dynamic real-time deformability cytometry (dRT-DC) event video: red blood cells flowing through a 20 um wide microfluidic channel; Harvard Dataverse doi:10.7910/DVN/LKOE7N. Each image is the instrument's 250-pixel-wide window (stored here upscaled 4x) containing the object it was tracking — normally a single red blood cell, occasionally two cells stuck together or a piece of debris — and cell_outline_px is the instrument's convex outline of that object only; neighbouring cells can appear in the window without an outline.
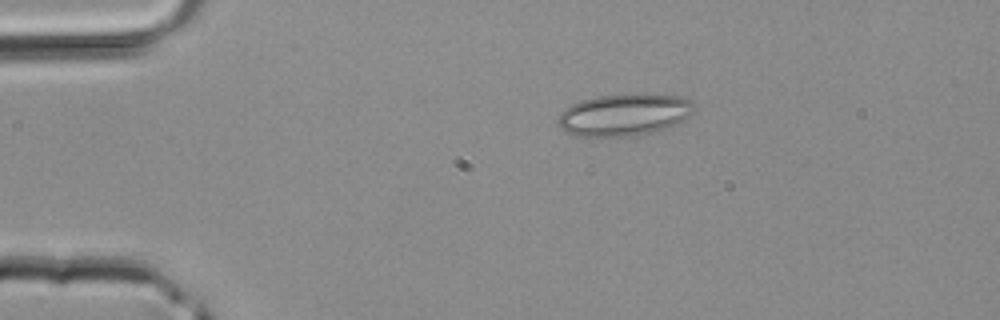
{"species": "common noctule bat (a hibernating species)", "species_latin": "Nyctalus noctula", "temperature_condition": "room temperature", "stored_images_in_passage": 32, "camera_frame_rate_fps": 3000, "um_per_image_px": 0.085, "animal": {"sex": "male", "body_mass_g": 20.4}, "frame": {"image": 1, "passage_image": 1, "time_ms": 0.0, "image_size_px": [1000, 320], "cell_outline_px": [[696, 112], [684, 120], [664, 128], [652, 132], [632, 136], [576, 136], [560, 128], [560, 112], [564, 108], [580, 100], [600, 96], [644, 92], [680, 96], [692, 100], [696, 104]], "centroid_in_image_um": [53.14, 9.72], "position_along_channel_um": 31.9, "area_um2": 33.76}}
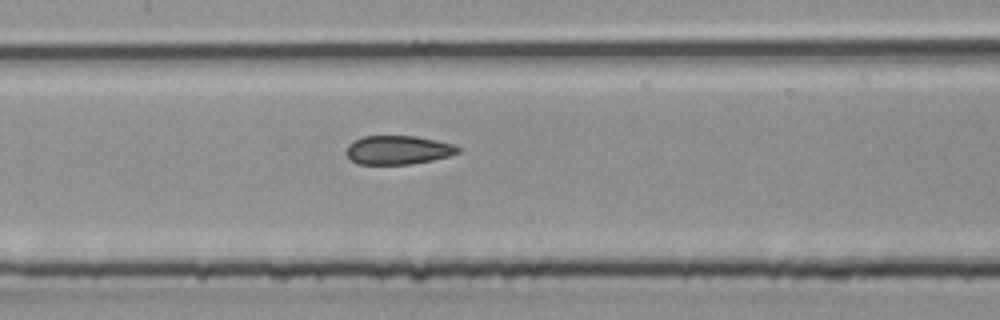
{"frame": {"image": 2, "passage_image": 12, "time_ms": 3.667, "image_size_px": [1000, 320], "cell_outline_px": [[460, 152], [448, 156], [432, 160], [408, 164], [356, 164], [344, 152], [348, 144], [364, 136], [416, 136], [436, 140], [452, 144], [460, 148]], "centroid_in_image_um": [33.81, 12.75], "position_along_channel_um": 173.6, "area_um2": 18.67}}
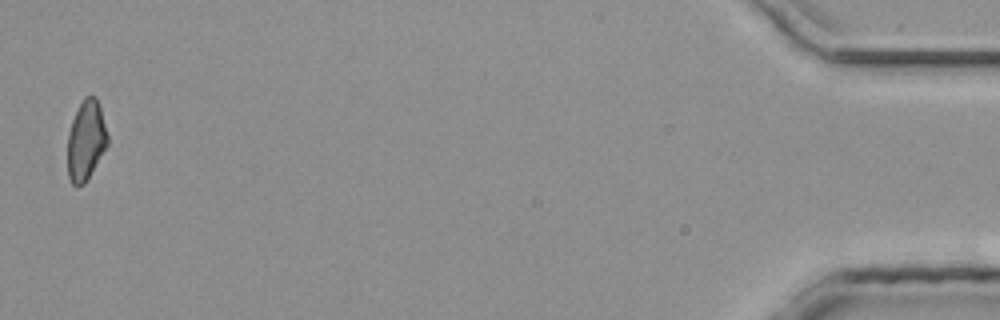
{"frame": {"image": 3, "passage_image": 32, "time_ms": 10.333, "image_size_px": [1000, 320], "cell_outline_px": [[108, 144], [84, 184], [76, 188], [72, 184], [68, 176], [68, 132], [72, 120], [84, 96], [96, 96], [100, 108], [108, 136]], "centroid_in_image_um": [7.3, 11.95], "position_along_channel_um": 427.9, "area_um2": 18.44}}